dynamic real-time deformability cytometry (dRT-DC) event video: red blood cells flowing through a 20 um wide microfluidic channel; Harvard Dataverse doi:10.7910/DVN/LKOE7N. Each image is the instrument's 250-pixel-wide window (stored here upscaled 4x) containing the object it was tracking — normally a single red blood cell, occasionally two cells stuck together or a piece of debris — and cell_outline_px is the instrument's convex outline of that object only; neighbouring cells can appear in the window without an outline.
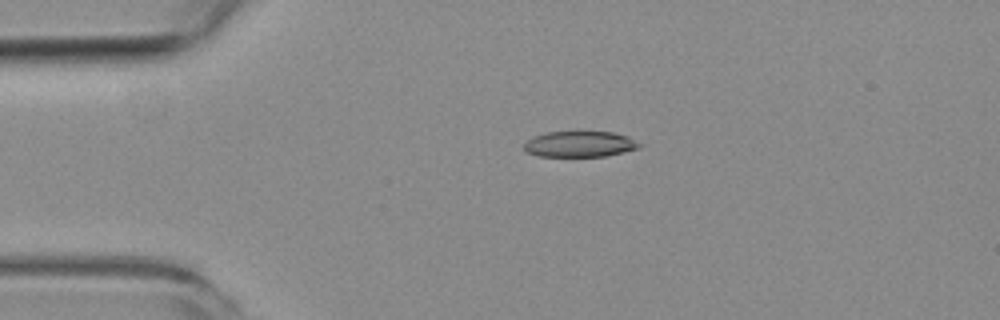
{"species": "common noctule bat (a hibernating species)", "species_latin": "Nyctalus noctula", "temperature_condition": "room temperature", "stored_images_in_passage": 3, "camera_frame_rate_fps": 3000, "um_per_image_px": 0.085, "animal": {"sex": "female", "body_mass_g": 19.3, "forearm_length_mm": 54.1}, "frame": {"image": 1, "passage_image": 2, "time_ms": 1.333, "image_size_px": [1000, 320], "cell_outline_px": [[644, 144], [640, 148], [624, 152], [604, 156], [540, 156], [528, 152], [524, 148], [524, 144], [532, 136], [548, 132], [612, 132], [628, 136]], "centroid_in_image_um": [49.33, 12.24], "position_along_channel_um": 35.7, "area_um2": 17.34}}